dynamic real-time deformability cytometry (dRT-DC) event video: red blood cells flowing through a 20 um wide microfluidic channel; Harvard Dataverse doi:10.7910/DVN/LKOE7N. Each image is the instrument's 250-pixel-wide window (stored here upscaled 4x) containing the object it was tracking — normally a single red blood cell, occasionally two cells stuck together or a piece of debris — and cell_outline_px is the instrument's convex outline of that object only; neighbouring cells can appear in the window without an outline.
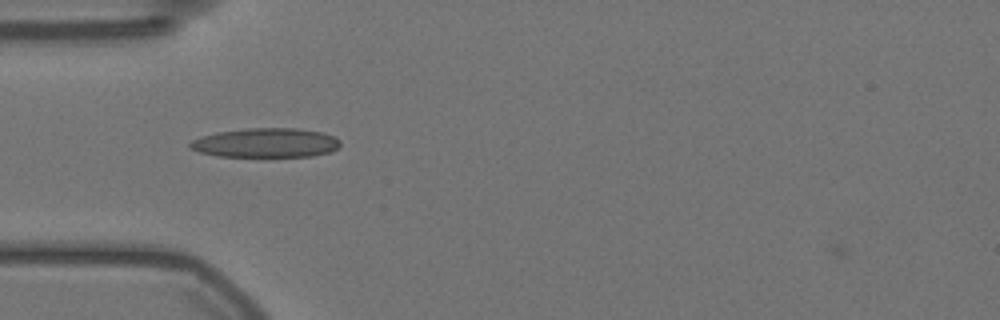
{"species": "Egyptian fruit bat (a non-hibernating species)", "species_latin": "Rousettus aegyptiacus", "temperature_condition": "warm", "stored_images_in_passage": 41, "camera_frame_rate_fps": 3000, "um_per_image_px": 0.085, "animal": {"sex": "female"}, "frame": {"image": 1, "passage_image": 2, "time_ms": 0.333, "image_size_px": [1000, 320], "cell_outline_px": [[340, 144], [332, 152], [312, 156], [216, 156], [200, 152], [188, 148], [188, 144], [192, 140], [200, 136], [216, 132], [248, 128], [296, 128], [320, 132], [332, 136], [340, 140]], "centroid_in_image_um": [22.55, 12.14], "position_along_channel_um": 62.4, "area_um2": 25.66}}
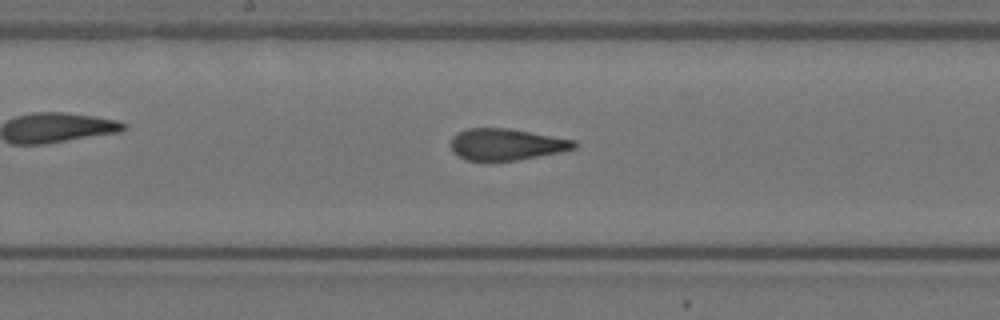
{"frame": {"image": 2, "passage_image": 14, "time_ms": 4.333, "image_size_px": [1000, 320], "cell_outline_px": [[576, 148], [560, 152], [516, 160], [464, 160], [452, 152], [452, 136], [456, 132], [468, 128], [508, 128], [576, 140]], "centroid_in_image_um": [43.02, 12.26], "position_along_channel_um": 205.2, "area_um2": 22.6}}
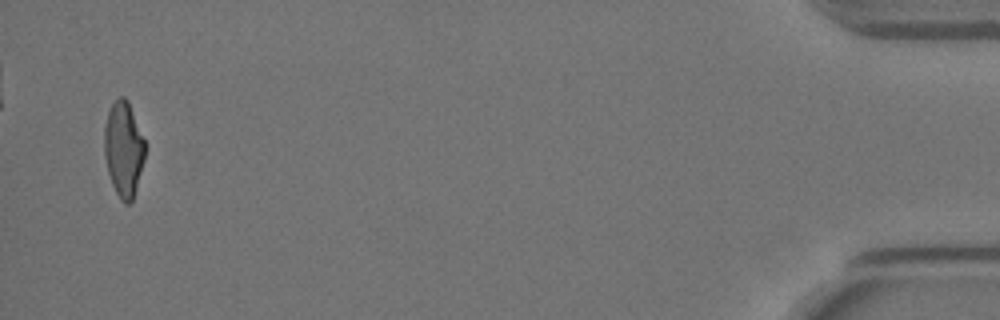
{"frame": {"image": 3, "passage_image": 40, "time_ms": 13.0, "image_size_px": [1000, 320], "cell_outline_px": [[148, 144], [144, 160], [132, 200], [128, 204], [124, 204], [120, 200], [112, 184], [108, 172], [104, 156], [104, 124], [108, 112], [112, 104], [120, 96], [124, 96], [128, 100]], "centroid_in_image_um": [10.52, 12.64], "position_along_channel_um": 424.7, "area_um2": 23.0}}